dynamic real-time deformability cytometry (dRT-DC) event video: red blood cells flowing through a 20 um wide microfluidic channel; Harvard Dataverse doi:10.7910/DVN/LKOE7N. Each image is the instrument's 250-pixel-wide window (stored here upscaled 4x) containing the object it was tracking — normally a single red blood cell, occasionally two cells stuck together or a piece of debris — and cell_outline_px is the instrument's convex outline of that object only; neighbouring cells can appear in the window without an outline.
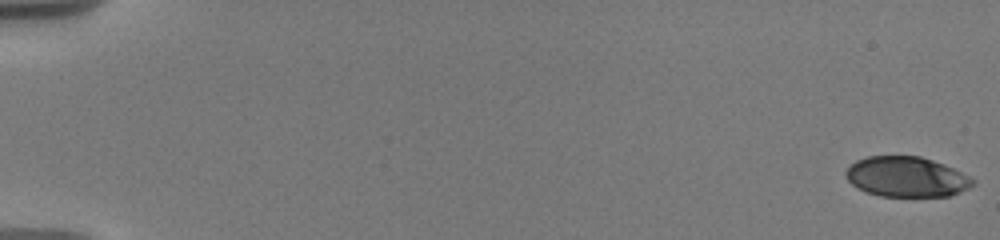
{"species": "human", "species_latin": "Homo sapiens", "temperature_condition": "warm", "stored_images_in_passage": 9, "camera_frame_rate_fps": 3000, "um_per_image_px": 0.085, "donor": {"sex": "male"}, "frame": {"image": 1, "passage_image": 1, "time_ms": 0.0, "image_size_px": [1000, 240], "cell_outline_px": [[976, 184], [960, 192], [948, 196], [880, 196], [864, 192], [856, 188], [844, 176], [844, 172], [848, 164], [856, 160], [868, 156], [920, 156], [944, 164], [972, 176], [976, 180]], "centroid_in_image_um": [77.04, 15.03], "position_along_channel_um": 8.0, "area_um2": 30.23}}
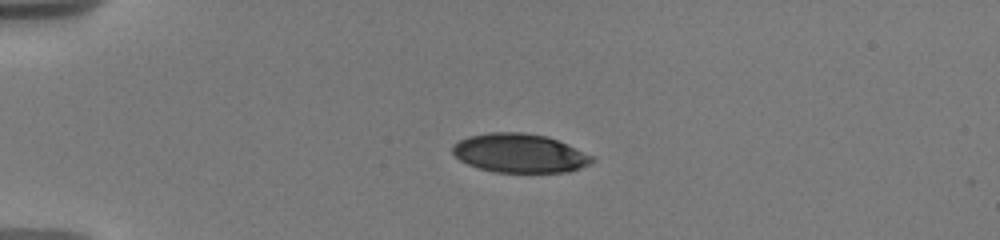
{"frame": {"image": 2, "passage_image": 7, "time_ms": 4.667, "image_size_px": [1000, 240], "cell_outline_px": [[596, 160], [592, 164], [568, 172], [496, 172], [480, 168], [468, 164], [460, 160], [452, 152], [452, 144], [468, 136], [488, 132], [520, 132], [548, 136], [596, 156]], "centroid_in_image_um": [44.22, 13.02], "position_along_channel_um": 40.8, "area_um2": 31.91}}